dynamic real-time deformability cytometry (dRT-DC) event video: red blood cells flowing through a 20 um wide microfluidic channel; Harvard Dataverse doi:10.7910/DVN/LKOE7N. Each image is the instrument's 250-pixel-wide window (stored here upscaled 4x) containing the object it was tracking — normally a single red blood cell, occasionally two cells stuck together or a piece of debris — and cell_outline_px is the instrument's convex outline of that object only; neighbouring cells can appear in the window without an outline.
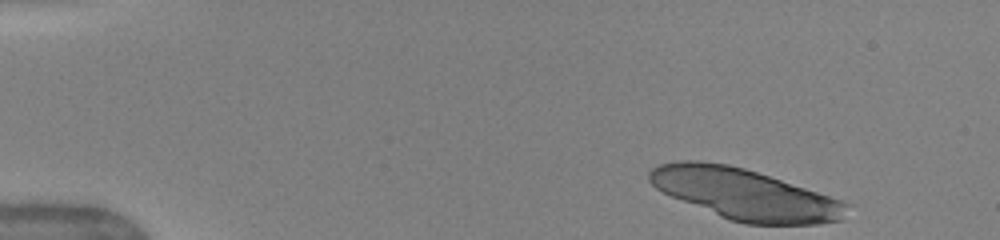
{"species": "human", "species_latin": "Homo sapiens", "temperature_condition": "warm", "stored_images_in_passage": 13, "camera_frame_rate_fps": 3000, "um_per_image_px": 0.085, "donor": {"sex": "female"}, "frame": {"image": 1, "passage_image": 1, "time_ms": 0.0, "image_size_px": [1000, 240], "cell_outline_px": [[848, 204], [844, 220], [820, 224], [744, 224], [720, 216], [672, 196], [656, 188], [648, 180], [648, 172], [652, 168], [660, 164], [676, 160], [700, 160], [728, 164], [744, 168], [840, 200]], "centroid_in_image_um": [63.27, 16.5], "position_along_channel_um": 21.7, "area_um2": 57.8}}